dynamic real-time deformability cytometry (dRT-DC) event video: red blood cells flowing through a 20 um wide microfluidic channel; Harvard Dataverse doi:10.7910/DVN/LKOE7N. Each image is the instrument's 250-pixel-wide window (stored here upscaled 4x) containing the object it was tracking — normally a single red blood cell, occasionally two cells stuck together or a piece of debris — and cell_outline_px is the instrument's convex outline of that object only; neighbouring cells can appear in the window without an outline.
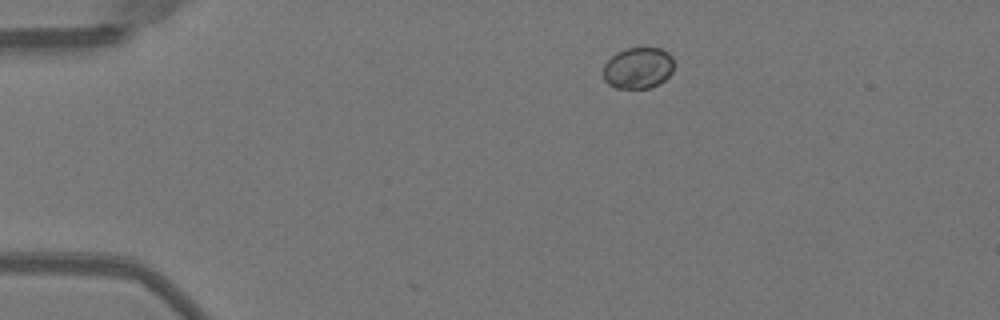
{"species": "Egyptian fruit bat (a non-hibernating species)", "species_latin": "Rousettus aegyptiacus", "temperature_condition": "warm", "stored_images_in_passage": 18, "camera_frame_rate_fps": 3000, "um_per_image_px": 0.085, "animal": {"sex": "female"}, "frame": {"image": 1, "passage_image": 1, "time_ms": 0.0, "image_size_px": [1000, 320], "cell_outline_px": [[672, 72], [660, 84], [648, 88], [616, 88], [608, 84], [604, 80], [604, 64], [616, 52], [628, 48], [660, 48], [668, 52], [672, 56]], "centroid_in_image_um": [54.23, 5.78], "position_along_channel_um": 30.8, "area_um2": 16.99}}
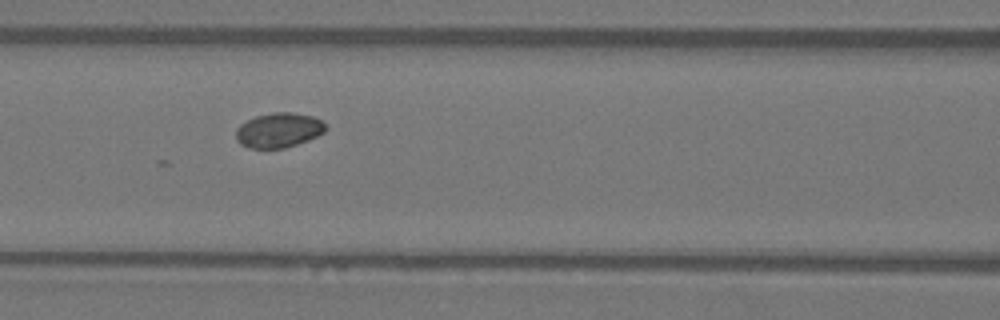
{"frame": {"image": 2, "passage_image": 14, "time_ms": 4.333, "image_size_px": [1000, 320], "cell_outline_px": [[328, 128], [324, 132], [308, 140], [284, 148], [252, 148], [240, 144], [236, 140], [236, 128], [240, 124], [256, 116], [272, 112], [292, 112], [312, 116], [320, 120]], "centroid_in_image_um": [23.68, 11.06], "position_along_channel_um": 142.9, "area_um2": 18.09}}
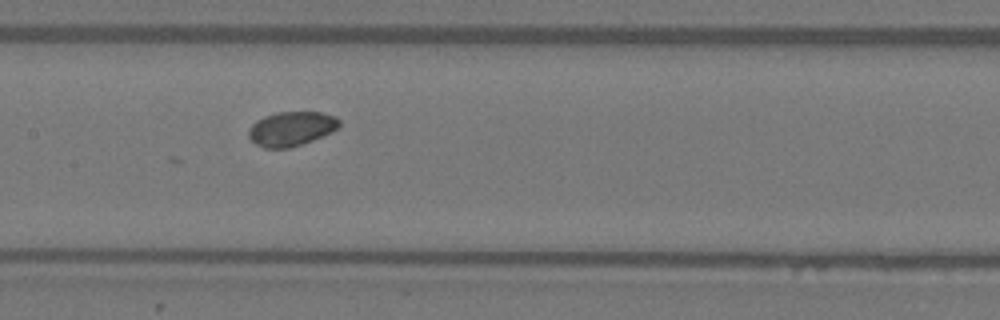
{"frame": {"image": 3, "passage_image": 17, "time_ms": 5.333, "image_size_px": [1000, 320], "cell_outline_px": [[340, 124], [332, 132], [312, 140], [288, 148], [264, 148], [256, 144], [248, 136], [248, 128], [256, 120], [264, 116], [276, 112], [320, 112], [336, 116], [340, 120]], "centroid_in_image_um": [24.74, 10.93], "position_along_channel_um": 182.7, "area_um2": 18.15}}